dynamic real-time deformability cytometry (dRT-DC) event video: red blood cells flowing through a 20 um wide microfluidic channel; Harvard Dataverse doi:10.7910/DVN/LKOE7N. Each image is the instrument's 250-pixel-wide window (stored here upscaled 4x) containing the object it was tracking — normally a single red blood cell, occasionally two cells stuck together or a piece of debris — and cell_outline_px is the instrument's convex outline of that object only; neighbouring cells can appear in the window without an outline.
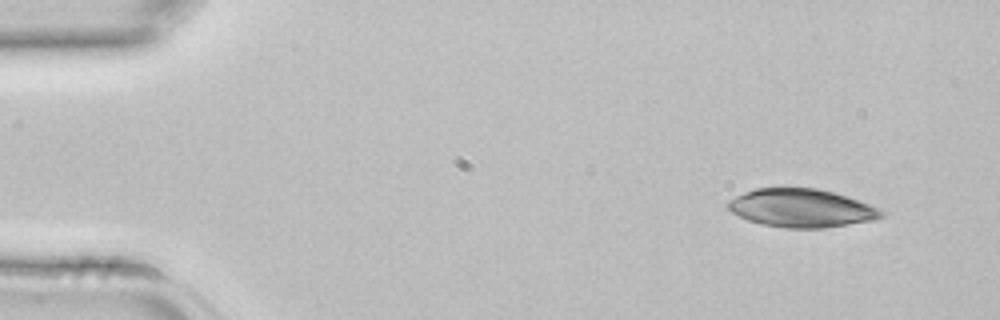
{"species": "common noctule bat (a hibernating species)", "species_latin": "Nyctalus noctula", "temperature_condition": "room temperature", "stored_images_in_passage": 3, "camera_frame_rate_fps": 3000, "um_per_image_px": 0.085, "animal": {"sex": "female", "body_mass_g": 22.7, "forearm_length_mm": 54.2}, "frame": {"image": 1, "passage_image": 1, "time_ms": 0.0, "image_size_px": [1000, 320], "cell_outline_px": [[884, 216], [872, 220], [824, 228], [784, 228], [764, 224], [748, 220], [732, 212], [728, 208], [728, 200], [744, 192], [756, 188], [816, 188], [832, 192], [880, 208], [884, 212]], "centroid_in_image_um": [68.1, 17.69], "position_along_channel_um": 16.9, "area_um2": 33.81}}